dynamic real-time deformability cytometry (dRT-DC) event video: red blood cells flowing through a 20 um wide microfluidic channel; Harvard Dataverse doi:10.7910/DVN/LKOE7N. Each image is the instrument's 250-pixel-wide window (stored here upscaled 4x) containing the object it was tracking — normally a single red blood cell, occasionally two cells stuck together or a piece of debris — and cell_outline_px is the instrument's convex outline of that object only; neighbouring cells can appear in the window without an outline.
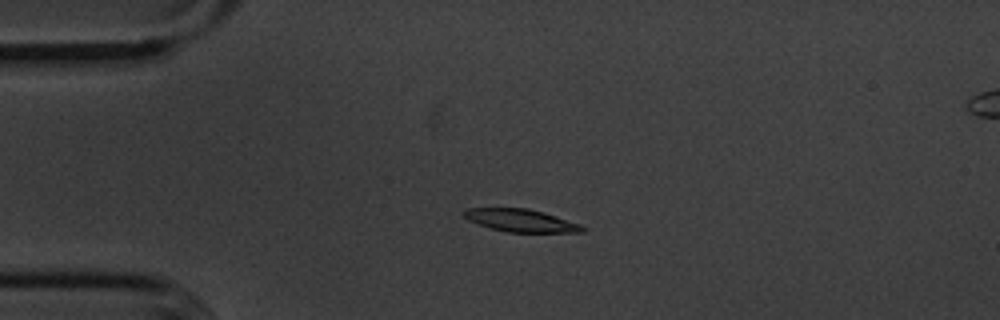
{"species": "common noctule bat (a hibernating species)", "species_latin": "Nyctalus noctula", "temperature_condition": "cold", "stored_images_in_passage": 6, "camera_frame_rate_fps": 3000, "um_per_image_px": 0.085, "animal": {"sex": "male", "body_mass_g": 20.1, "forearm_length_mm": 53.5}, "frame": {"image": 1, "passage_image": 4, "time_ms": 3.333, "image_size_px": [1000, 320], "cell_outline_px": [[588, 228], [584, 232], [508, 232], [488, 228], [476, 224], [468, 220], [460, 212], [464, 208], [528, 208], [544, 212], [580, 224]], "centroid_in_image_um": [44.23, 18.74], "position_along_channel_um": 40.8, "area_um2": 15.9}}